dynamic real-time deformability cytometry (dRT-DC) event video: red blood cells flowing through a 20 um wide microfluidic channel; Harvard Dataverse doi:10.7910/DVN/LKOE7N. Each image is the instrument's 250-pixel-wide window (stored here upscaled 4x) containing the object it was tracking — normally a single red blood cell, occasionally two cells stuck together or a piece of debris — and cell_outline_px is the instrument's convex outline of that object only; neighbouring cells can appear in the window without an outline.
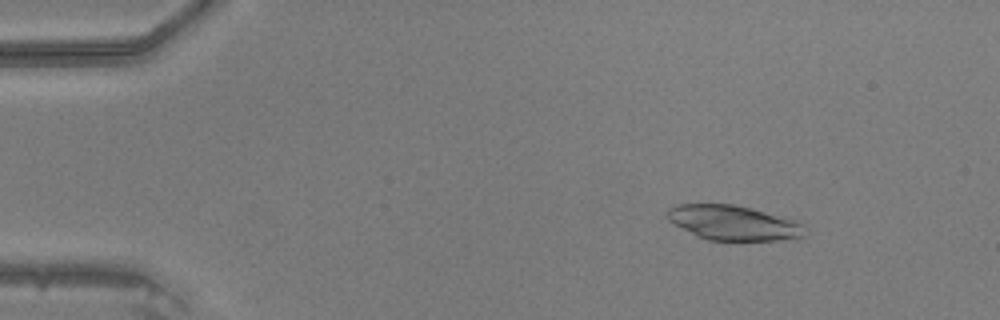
{"species": "common noctule bat (a hibernating species)", "species_latin": "Nyctalus noctula", "temperature_condition": "warm", "stored_images_in_passage": 47, "camera_frame_rate_fps": 3000, "um_per_image_px": 0.085, "animal": {"sex": "male", "body_mass_g": 20.5, "forearm_length_mm": 52.5}, "frame": {"image": 1, "passage_image": 6, "time_ms": 1.667, "image_size_px": [1000, 320], "cell_outline_px": [[808, 236], [796, 240], [708, 240], [696, 236], [668, 220], [668, 208], [676, 204], [732, 204], [752, 208], [796, 220], [800, 224]], "centroid_in_image_um": [62.38, 18.95], "position_along_channel_um": 22.6, "area_um2": 28.03}}
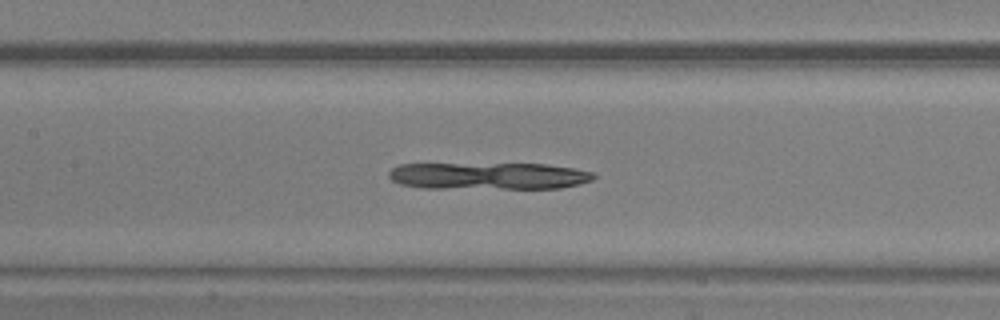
{"frame": {"image": 2, "passage_image": 22, "time_ms": 7.0, "image_size_px": [1000, 320], "cell_outline_px": [[596, 176], [592, 180], [580, 184], [560, 188], [420, 188], [400, 184], [392, 180], [388, 176], [388, 172], [392, 168], [400, 164], [544, 164], [572, 168], [596, 172]], "centroid_in_image_um": [41.53, 14.96], "position_along_channel_um": 165.9, "area_um2": 32.31}}
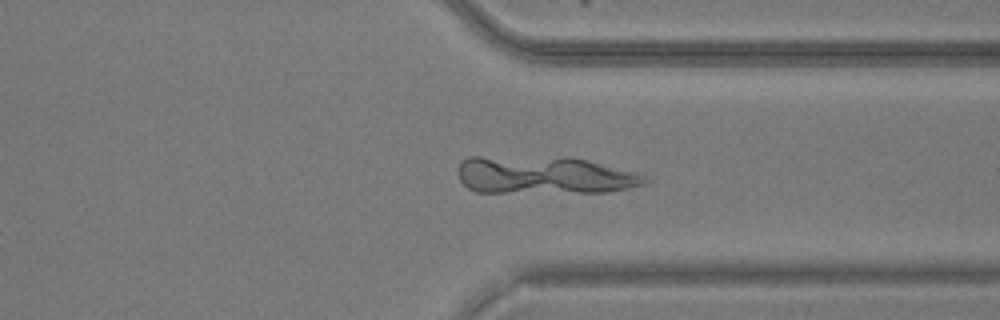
{"frame": {"image": 3, "passage_image": 36, "time_ms": 11.667, "image_size_px": [1000, 320], "cell_outline_px": [[648, 180], [640, 184], [628, 188], [608, 192], [476, 192], [468, 188], [460, 180], [460, 164], [468, 156], [568, 156], [588, 160], [640, 172], [648, 176]], "centroid_in_image_um": [46.3, 14.86], "position_along_channel_um": 365.1, "area_um2": 41.62}}